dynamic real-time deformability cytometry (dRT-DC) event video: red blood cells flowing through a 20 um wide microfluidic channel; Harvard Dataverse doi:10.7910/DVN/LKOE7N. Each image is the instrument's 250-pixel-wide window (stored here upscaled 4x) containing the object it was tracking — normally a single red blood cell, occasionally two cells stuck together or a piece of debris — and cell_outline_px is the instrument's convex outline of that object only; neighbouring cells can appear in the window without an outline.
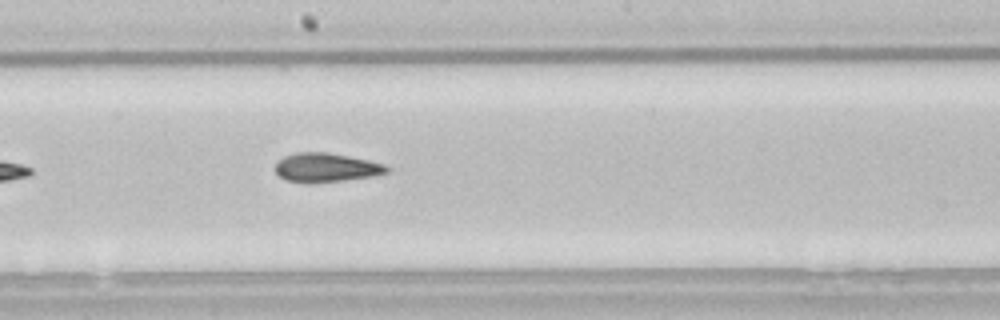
{"species": "common noctule bat (a hibernating species)", "species_latin": "Nyctalus noctula", "temperature_condition": "room temperature", "stored_images_in_passage": 25, "camera_frame_rate_fps": 3000, "um_per_image_px": 0.085, "animal": {"sex": "male", "body_mass_g": 21.5, "forearm_length_mm": 52.0}, "frame": {"image": 1, "passage_image": 15, "time_ms": 4.667, "image_size_px": [1000, 320], "cell_outline_px": [[388, 172], [372, 176], [344, 180], [308, 184], [304, 184], [284, 180], [276, 172], [276, 160], [284, 156], [296, 152], [328, 152], [368, 160], [384, 164], [388, 168]], "centroid_in_image_um": [27.65, 14.25], "position_along_channel_um": 220.5, "area_um2": 19.02}}